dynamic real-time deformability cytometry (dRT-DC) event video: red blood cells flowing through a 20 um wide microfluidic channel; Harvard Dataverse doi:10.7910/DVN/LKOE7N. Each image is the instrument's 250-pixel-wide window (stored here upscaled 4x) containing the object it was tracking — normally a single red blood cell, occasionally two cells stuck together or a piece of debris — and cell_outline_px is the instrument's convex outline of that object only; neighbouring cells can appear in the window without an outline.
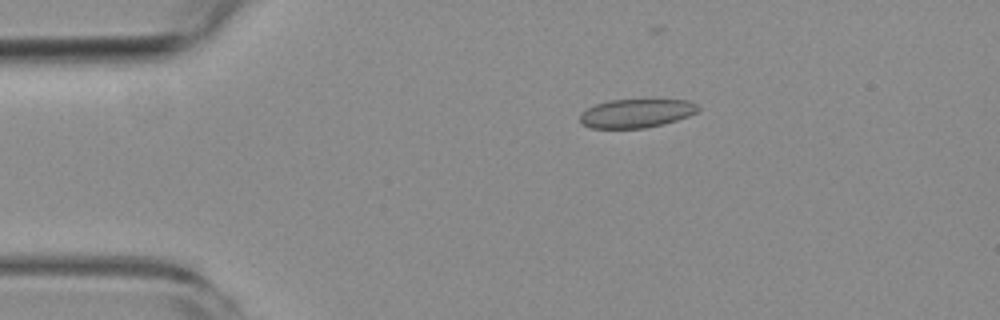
{"species": "common noctule bat (a hibernating species)", "species_latin": "Nyctalus noctula", "temperature_condition": "room temperature", "stored_images_in_passage": 6, "camera_frame_rate_fps": 3000, "um_per_image_px": 0.085, "animal": {"sex": "female", "body_mass_g": 19.3, "forearm_length_mm": 54.1}, "frame": {"image": 1, "passage_image": 4, "time_ms": 3.333, "image_size_px": [1000, 320], "cell_outline_px": [[700, 108], [696, 112], [688, 116], [664, 124], [644, 128], [592, 128], [580, 124], [580, 116], [588, 108], [596, 104], [608, 100], [688, 100], [696, 104]], "centroid_in_image_um": [54.08, 9.63], "position_along_channel_um": 30.9, "area_um2": 19.59}}
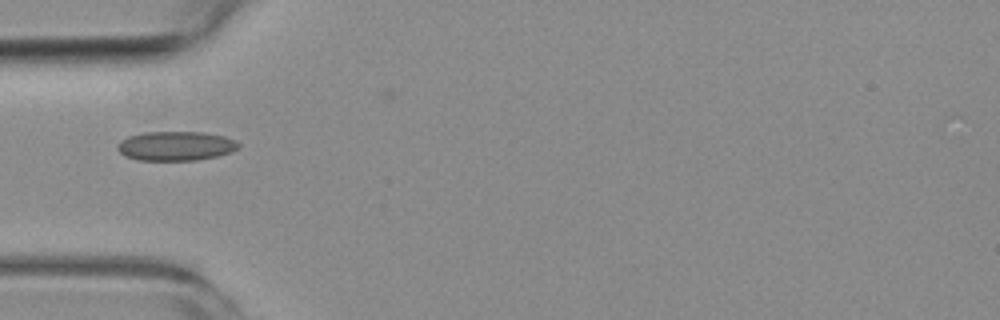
{"frame": {"image": 2, "passage_image": 6, "time_ms": 5.667, "image_size_px": [1000, 320], "cell_outline_px": [[240, 148], [232, 152], [216, 156], [196, 160], [140, 160], [124, 156], [116, 148], [116, 144], [120, 140], [128, 136], [144, 132], [204, 132], [224, 136], [236, 140], [240, 144]], "centroid_in_image_um": [14.94, 12.4], "position_along_channel_um": 70.1, "area_um2": 20.87}}